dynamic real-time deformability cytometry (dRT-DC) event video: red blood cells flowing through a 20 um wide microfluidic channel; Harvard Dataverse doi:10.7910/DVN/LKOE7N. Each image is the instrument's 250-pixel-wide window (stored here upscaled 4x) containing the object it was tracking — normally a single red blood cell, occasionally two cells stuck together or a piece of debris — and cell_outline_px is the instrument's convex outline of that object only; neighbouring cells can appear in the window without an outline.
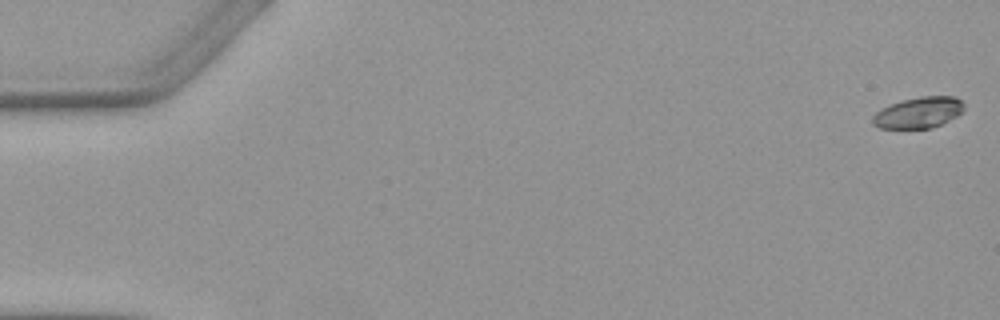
{"species": "Egyptian fruit bat (a non-hibernating species)", "species_latin": "Rousettus aegyptiacus", "temperature_condition": "warm", "stored_images_in_passage": 9, "camera_frame_rate_fps": 3000, "um_per_image_px": 0.085, "animal": {"sex": "female"}, "frame": {"image": 1, "passage_image": 1, "time_ms": 0.0, "image_size_px": [1000, 320], "cell_outline_px": [[964, 108], [956, 116], [932, 128], [880, 128], [872, 124], [872, 116], [876, 112], [892, 104], [904, 100], [920, 96], [956, 96], [964, 104]], "centroid_in_image_um": [78.08, 9.57], "position_along_channel_um": 6.9, "area_um2": 16.3}}
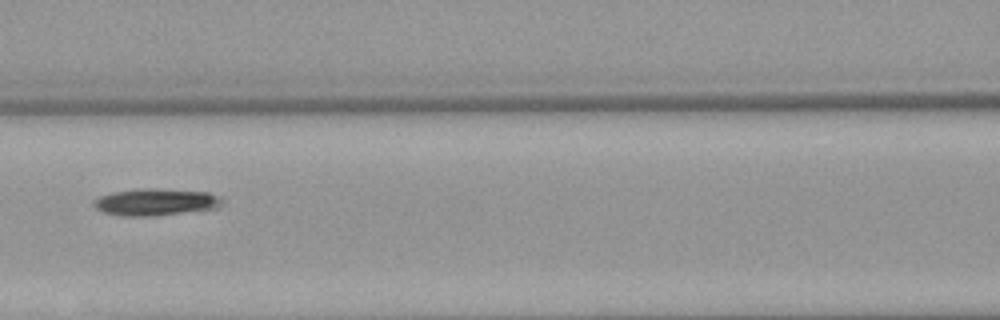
{"frame": {"image": 2, "passage_image": 7, "time_ms": 8.0, "image_size_px": [1000, 320], "cell_outline_px": [[224, 204], [220, 208], [152, 216], [120, 216], [104, 212], [96, 208], [92, 204], [100, 196], [112, 192], [140, 188], [152, 188], [208, 192], [220, 196], [224, 200]], "centroid_in_image_um": [13.29, 17.17], "position_along_channel_um": 153.3, "area_um2": 20.35}}
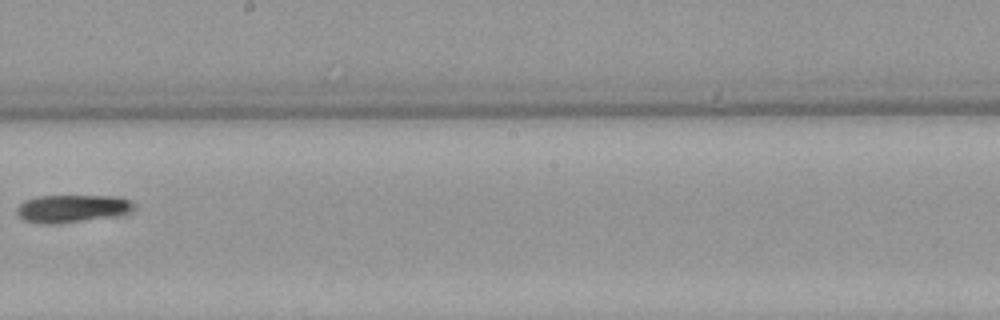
{"frame": {"image": 3, "passage_image": 9, "time_ms": 10.333, "image_size_px": [1000, 320], "cell_outline_px": [[136, 208], [128, 216], [56, 224], [40, 224], [24, 220], [16, 212], [16, 208], [24, 200], [36, 196], [120, 196], [136, 204]], "centroid_in_image_um": [6.24, 17.74], "position_along_channel_um": 242.0, "area_um2": 19.71}}